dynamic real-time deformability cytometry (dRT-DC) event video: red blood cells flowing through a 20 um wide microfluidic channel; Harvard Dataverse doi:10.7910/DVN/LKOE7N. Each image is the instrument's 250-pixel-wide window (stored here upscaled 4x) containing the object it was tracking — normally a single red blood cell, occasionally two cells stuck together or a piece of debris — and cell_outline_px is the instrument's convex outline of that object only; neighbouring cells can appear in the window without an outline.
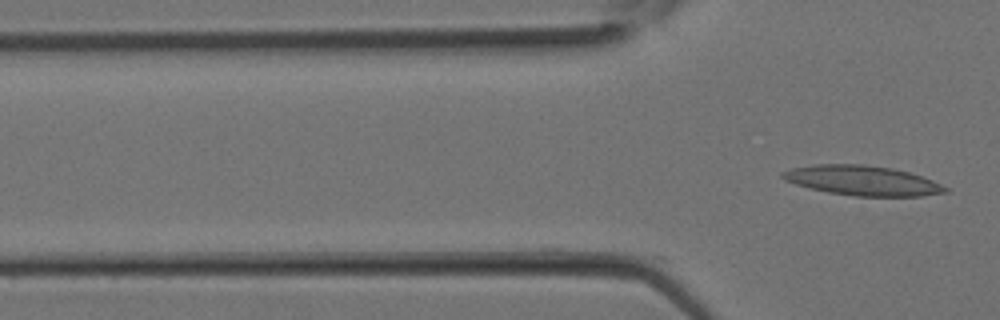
{"species": "Egyptian fruit bat (a non-hibernating species)", "species_latin": "Rousettus aegyptiacus", "temperature_condition": "room temperature", "stored_images_in_passage": 9, "camera_frame_rate_fps": 3000, "um_per_image_px": 0.085, "animal": {"sex": "female"}, "frame": {"image": 1, "passage_image": 9, "time_ms": 2.667, "image_size_px": [1000, 320], "cell_outline_px": [[952, 192], [920, 196], [856, 196], [828, 192], [796, 184], [784, 180], [780, 176], [780, 172], [792, 168], [816, 164], [864, 164], [892, 168], [908, 172], [932, 180], [948, 188]], "centroid_in_image_um": [73.31, 15.34], "position_along_channel_um": 52.5, "area_um2": 28.21}}